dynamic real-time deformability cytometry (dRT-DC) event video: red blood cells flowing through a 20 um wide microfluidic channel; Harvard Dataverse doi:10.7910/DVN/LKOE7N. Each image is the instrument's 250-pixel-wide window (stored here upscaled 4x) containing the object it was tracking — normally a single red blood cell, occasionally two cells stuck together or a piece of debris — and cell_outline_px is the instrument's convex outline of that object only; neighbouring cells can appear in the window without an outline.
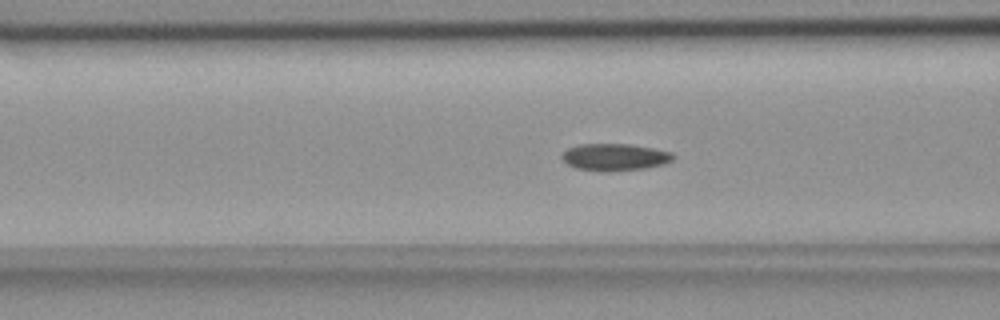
{"species": "common noctule bat (a hibernating species)", "species_latin": "Nyctalus noctula", "temperature_condition": "room temperature", "stored_images_in_passage": 56, "camera_frame_rate_fps": 3000, "um_per_image_px": 0.085, "animal": {"sex": "female", "body_mass_g": 18.4}, "frame": {"image": 1, "passage_image": 22, "time_ms": 7.0, "image_size_px": [1000, 320], "cell_outline_px": [[676, 156], [672, 160], [664, 164], [644, 168], [608, 172], [600, 172], [576, 168], [568, 164], [560, 156], [568, 148], [580, 144], [628, 144], [652, 148], [672, 152]], "centroid_in_image_um": [52.26, 13.36], "position_along_channel_um": 114.3, "area_um2": 17.57}}
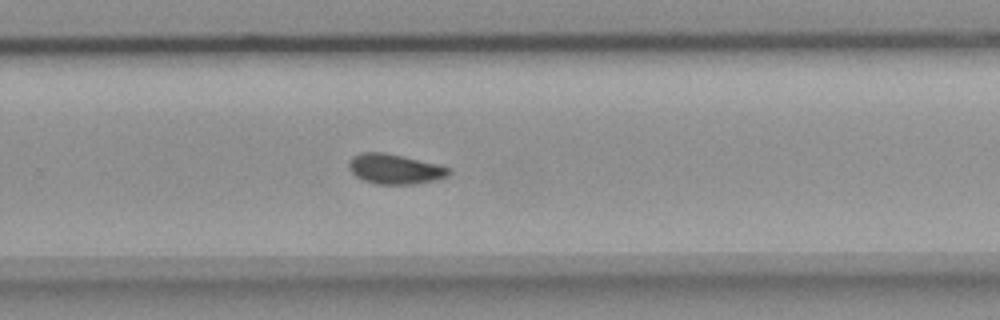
{"frame": {"image": 2, "passage_image": 37, "time_ms": 12.0, "image_size_px": [1000, 320], "cell_outline_px": [[452, 172], [448, 176], [436, 180], [412, 184], [376, 184], [364, 180], [356, 176], [352, 172], [348, 164], [352, 156], [360, 152], [384, 152], [436, 164], [452, 168]], "centroid_in_image_um": [33.57, 14.36], "position_along_channel_um": 296.2, "area_um2": 17.4}}
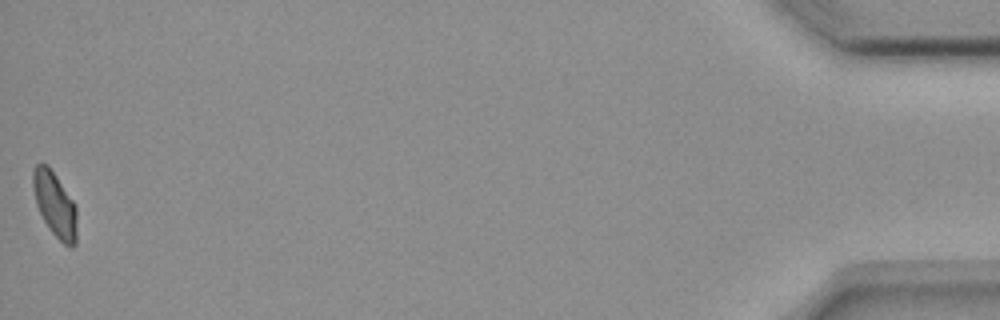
{"frame": {"image": 3, "passage_image": 56, "time_ms": 18.333, "image_size_px": [1000, 320], "cell_outline_px": [[76, 244], [72, 248], [64, 244], [48, 228], [36, 204], [32, 184], [32, 172], [36, 164], [48, 164], [72, 200], [76, 208]], "centroid_in_image_um": [4.65, 17.38], "position_along_channel_um": 430.5, "area_um2": 16.42}, "authors_computed_cell_mechanics": {"area_um2": 17.1377, "velocity_mm_per_s": 3.6542, "shape_relaxation_time_tau1_ms": null, "shape_relaxation_time_tau2_ms": 4.0418, "deformation_change_tau1": null, "deformation_change_tau2": 0.0657}}